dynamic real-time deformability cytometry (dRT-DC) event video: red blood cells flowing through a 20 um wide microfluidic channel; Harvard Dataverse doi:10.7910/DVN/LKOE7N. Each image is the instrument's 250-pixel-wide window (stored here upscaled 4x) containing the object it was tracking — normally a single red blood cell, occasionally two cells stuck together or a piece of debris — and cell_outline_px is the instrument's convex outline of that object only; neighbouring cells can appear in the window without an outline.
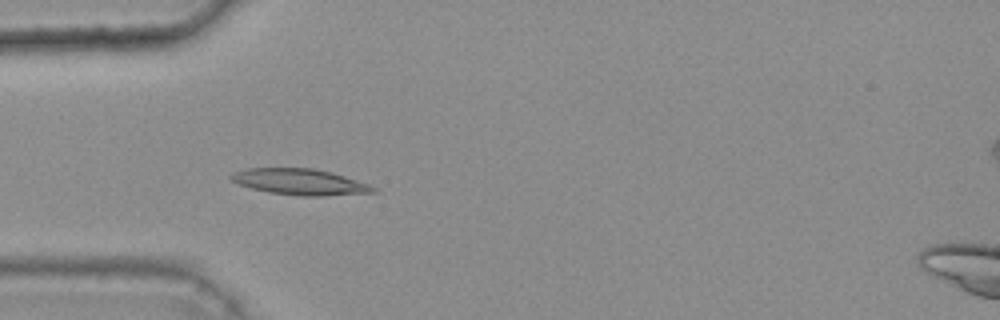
{"species": "common noctule bat (a hibernating species)", "species_latin": "Nyctalus noctula", "temperature_condition": "warm", "stored_images_in_passage": 44, "camera_frame_rate_fps": 3000, "um_per_image_px": 0.085, "animal": {"sex": "female", "body_mass_g": 25.1}, "frame": {"image": 1, "passage_image": 15, "time_ms": 4.667, "image_size_px": [1000, 320], "cell_outline_px": [[380, 192], [324, 196], [300, 196], [268, 192], [252, 188], [240, 184], [232, 180], [228, 176], [232, 172], [248, 168], [312, 168], [332, 172], [368, 184], [376, 188]], "centroid_in_image_um": [25.51, 15.46], "position_along_channel_um": 59.5, "area_um2": 21.62}}
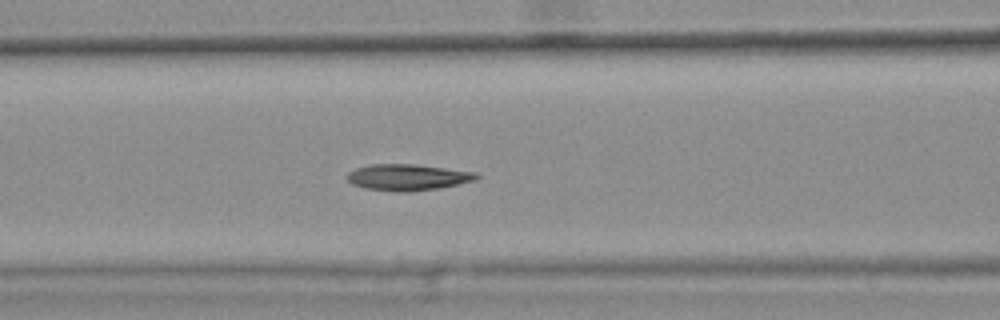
{"frame": {"image": 2, "passage_image": 21, "time_ms": 6.667, "image_size_px": [1000, 320], "cell_outline_px": [[480, 176], [476, 180], [440, 188], [408, 192], [392, 192], [364, 188], [352, 184], [344, 176], [348, 172], [356, 168], [368, 164], [416, 164], [476, 172]], "centroid_in_image_um": [34.62, 15.07], "position_along_channel_um": 132.0, "area_um2": 20.11}}
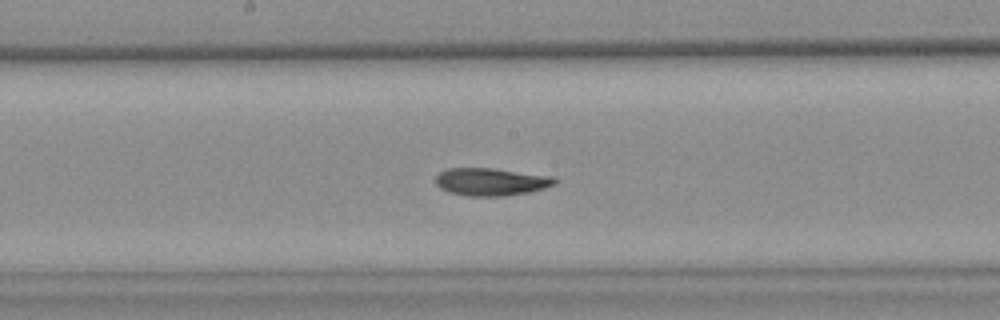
{"frame": {"image": 3, "passage_image": 27, "time_ms": 8.667, "image_size_px": [1000, 320], "cell_outline_px": [[556, 184], [544, 188], [528, 192], [504, 196], [468, 196], [448, 192], [440, 188], [436, 184], [436, 176], [440, 172], [448, 168], [492, 168], [552, 176], [556, 180]], "centroid_in_image_um": [41.72, 15.45], "position_along_channel_um": 206.5, "area_um2": 19.13}, "authors_computed_cell_mechanics": {"area_um2": 19.9121, "velocity_mm_per_s": 3.7374, "shape_relaxation_time_tau1_ms": 6.2432, "shape_relaxation_time_tau2_ms": 3.7593, "deformation_change_tau1": 0.1484, "deformation_change_tau2": 0.0862}}